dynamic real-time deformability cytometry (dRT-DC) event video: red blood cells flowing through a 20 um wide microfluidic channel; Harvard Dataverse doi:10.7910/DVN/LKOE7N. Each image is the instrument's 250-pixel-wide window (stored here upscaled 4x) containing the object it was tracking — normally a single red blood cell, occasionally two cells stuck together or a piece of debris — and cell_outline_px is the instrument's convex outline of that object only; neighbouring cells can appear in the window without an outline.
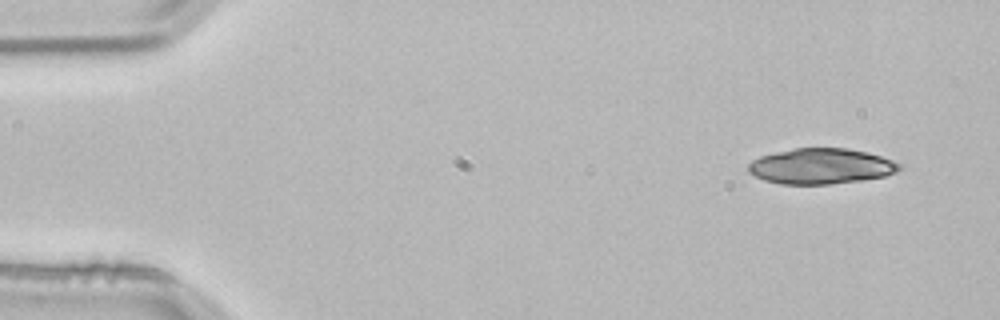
{"species": "common noctule bat (a hibernating species)", "species_latin": "Nyctalus noctula", "temperature_condition": "room temperature", "stored_images_in_passage": 3, "camera_frame_rate_fps": 3000, "um_per_image_px": 0.085, "animal": {"sex": "male", "body_mass_g": 21.5, "forearm_length_mm": 52.0}, "frame": {"image": 1, "passage_image": 1, "time_ms": 0.0, "image_size_px": [1000, 320], "cell_outline_px": [[900, 168], [896, 172], [884, 176], [860, 180], [828, 184], [780, 184], [764, 180], [748, 172], [748, 164], [752, 160], [760, 156], [776, 152], [796, 148], [848, 148], [868, 152], [892, 160], [900, 164]], "centroid_in_image_um": [69.76, 14.12], "position_along_channel_um": 15.2, "area_um2": 31.15}}